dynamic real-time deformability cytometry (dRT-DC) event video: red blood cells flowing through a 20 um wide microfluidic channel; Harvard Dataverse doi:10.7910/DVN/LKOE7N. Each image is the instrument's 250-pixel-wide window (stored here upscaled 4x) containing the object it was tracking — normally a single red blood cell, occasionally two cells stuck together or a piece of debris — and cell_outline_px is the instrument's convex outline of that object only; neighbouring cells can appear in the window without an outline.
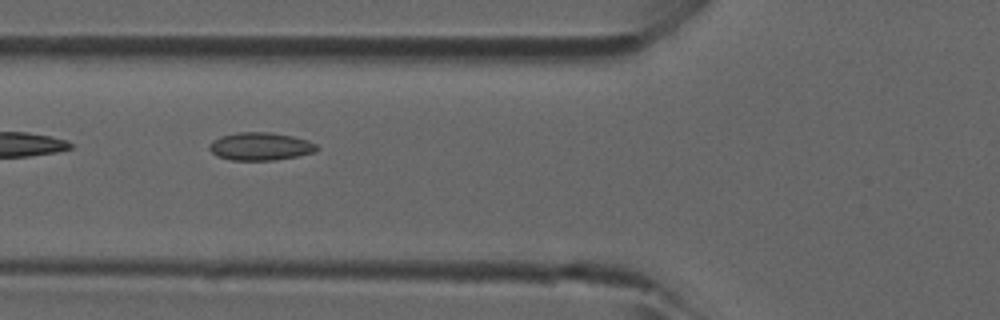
{"species": "common noctule bat (a hibernating species)", "species_latin": "Nyctalus noctula", "temperature_condition": "room temperature", "stored_images_in_passage": 4, "camera_frame_rate_fps": 3000, "um_per_image_px": 0.085, "animal": {"sex": "male", "forearm_length_mm": 52.5}, "frame": {"image": 1, "passage_image": 3, "time_ms": 0.667, "image_size_px": [1000, 320], "cell_outline_px": [[320, 148], [316, 152], [276, 160], [232, 160], [216, 156], [208, 148], [208, 144], [212, 140], [220, 136], [236, 132], [272, 132], [292, 136], [308, 140], [316, 144]], "centroid_in_image_um": [22.12, 12.44], "position_along_channel_um": 103.7, "area_um2": 17.69}}
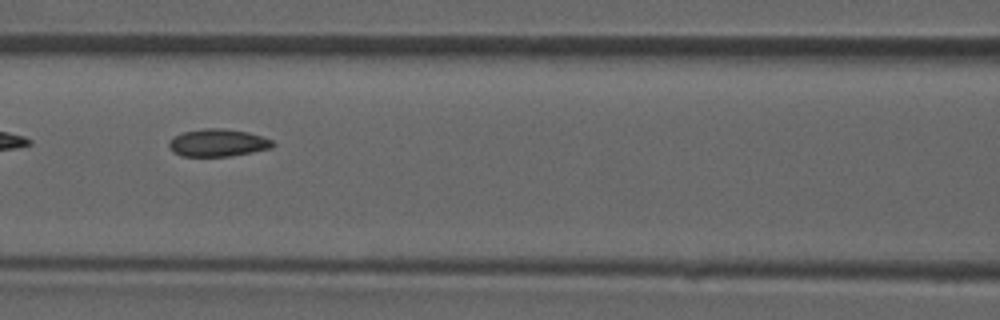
{"frame": {"image": 2, "passage_image": 4, "time_ms": 1.0, "image_size_px": [1000, 320], "cell_outline_px": [[276, 144], [272, 148], [252, 152], [228, 156], [180, 156], [172, 152], [168, 144], [176, 136], [184, 132], [204, 128], [220, 128], [248, 132], [272, 140]], "centroid_in_image_um": [18.53, 12.14], "position_along_channel_um": 148.1, "area_um2": 16.47}}